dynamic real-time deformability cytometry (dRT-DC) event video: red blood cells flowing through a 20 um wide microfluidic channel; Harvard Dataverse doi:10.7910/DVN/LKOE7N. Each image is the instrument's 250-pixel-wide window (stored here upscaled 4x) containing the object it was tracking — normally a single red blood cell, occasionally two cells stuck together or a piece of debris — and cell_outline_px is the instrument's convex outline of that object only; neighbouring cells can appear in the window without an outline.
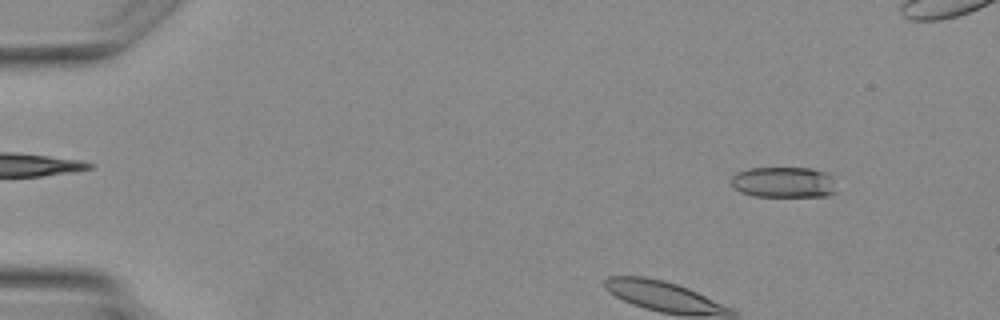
{"species": "Egyptian fruit bat (a non-hibernating species)", "species_latin": "Rousettus aegyptiacus", "temperature_condition": "warm", "stored_images_in_passage": 3, "camera_frame_rate_fps": 3000, "um_per_image_px": 0.085, "animal": {"sex": "female"}, "frame": {"image": 1, "passage_image": 1, "time_ms": 0.0, "image_size_px": [1000, 320], "cell_outline_px": [[836, 192], [824, 196], [752, 196], [740, 192], [732, 188], [732, 176], [736, 172], [748, 168], [812, 168], [824, 172], [832, 176]], "centroid_in_image_um": [66.58, 15.49], "position_along_channel_um": 18.4, "area_um2": 19.02}}